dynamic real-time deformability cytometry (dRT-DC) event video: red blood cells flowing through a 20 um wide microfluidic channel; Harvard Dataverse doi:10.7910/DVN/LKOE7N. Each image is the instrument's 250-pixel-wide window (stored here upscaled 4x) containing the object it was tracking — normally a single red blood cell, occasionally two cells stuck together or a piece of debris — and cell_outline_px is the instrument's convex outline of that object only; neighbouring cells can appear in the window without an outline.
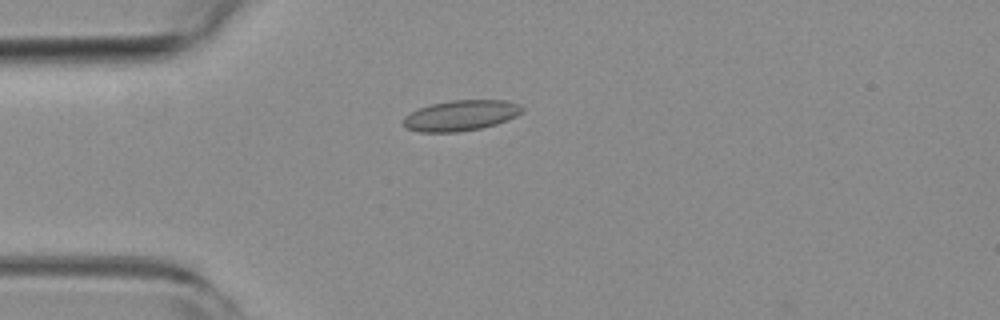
{"species": "common noctule bat (a hibernating species)", "species_latin": "Nyctalus noctula", "temperature_condition": "room temperature", "stored_images_in_passage": 37, "camera_frame_rate_fps": 3000, "um_per_image_px": 0.085, "animal": {"sex": "female", "body_mass_g": 19.3, "forearm_length_mm": 54.1}, "frame": {"image": 1, "passage_image": 2, "time_ms": 0.333, "image_size_px": [1000, 320], "cell_outline_px": [[524, 112], [516, 116], [496, 124], [480, 128], [456, 132], [420, 132], [404, 128], [404, 116], [420, 108], [432, 104], [452, 100], [504, 100], [520, 104], [524, 108]], "centroid_in_image_um": [39.19, 9.81], "position_along_channel_um": 45.8, "area_um2": 21.1}}
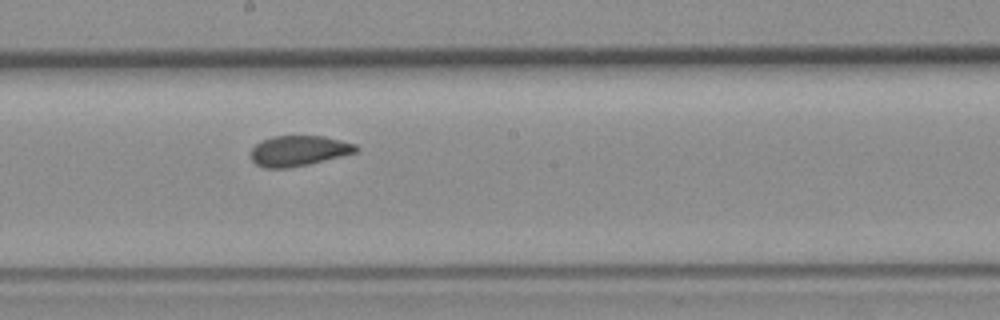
{"frame": {"image": 2, "passage_image": 17, "time_ms": 5.333, "image_size_px": [1000, 320], "cell_outline_px": [[360, 148], [356, 152], [308, 164], [288, 168], [264, 168], [256, 164], [252, 160], [252, 148], [256, 144], [272, 136], [324, 136], [356, 144]], "centroid_in_image_um": [25.39, 12.81], "position_along_channel_um": 222.8, "area_um2": 18.44}}
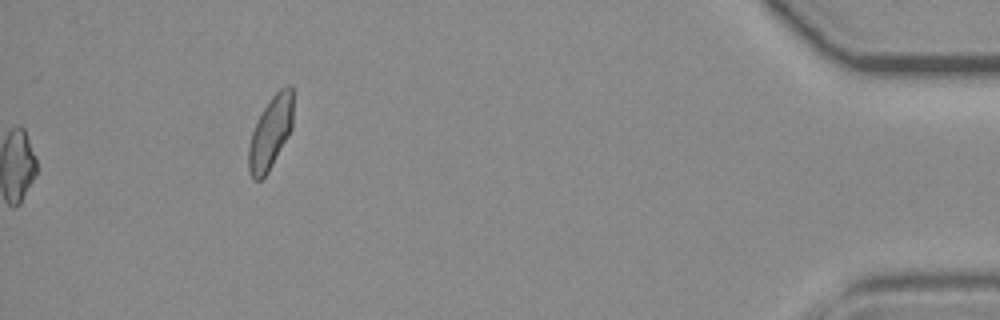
{"frame": {"image": 3, "passage_image": 37, "time_ms": 12.0, "image_size_px": [1000, 320], "cell_outline_px": [[292, 128], [288, 136], [268, 172], [260, 180], [252, 180], [248, 172], [248, 148], [252, 132], [256, 120], [272, 96], [284, 84], [292, 84]], "centroid_in_image_um": [22.98, 11.27], "position_along_channel_um": 412.2, "area_um2": 18.9}, "authors_computed_cell_mechanics": {"area_um2": 19.1318, "velocity_mm_per_s": 3.8511, "shape_relaxation_time_tau1_ms": 8.1737, "shape_relaxation_time_tau2_ms": 1.9639, "deformation_change_tau1": 0.1451, "deformation_change_tau2": 0.0503}}